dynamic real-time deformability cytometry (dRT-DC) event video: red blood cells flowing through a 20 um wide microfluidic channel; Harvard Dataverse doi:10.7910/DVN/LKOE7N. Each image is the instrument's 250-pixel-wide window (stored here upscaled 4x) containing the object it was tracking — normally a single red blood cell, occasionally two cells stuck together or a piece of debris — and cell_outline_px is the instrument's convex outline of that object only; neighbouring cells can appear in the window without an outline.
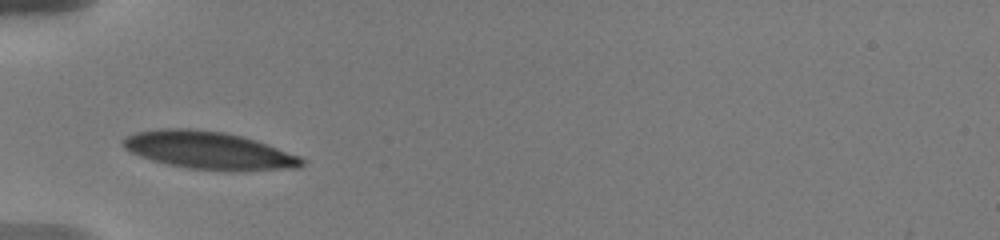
{"species": "human", "species_latin": "Homo sapiens", "temperature_condition": "warm", "stored_images_in_passage": 32, "camera_frame_rate_fps": 3000, "um_per_image_px": 0.085, "donor": {"sex": "male"}, "frame": {"image": 1, "passage_image": 1, "time_ms": 0.0, "image_size_px": [1000, 240], "cell_outline_px": [[304, 164], [300, 168], [232, 172], [224, 172], [188, 168], [168, 164], [152, 160], [140, 156], [124, 148], [120, 140], [124, 136], [136, 132], [164, 128], [188, 128], [224, 132], [256, 140], [300, 156], [304, 160]], "centroid_in_image_um": [17.76, 12.8], "position_along_channel_um": 67.2, "area_um2": 39.65}}
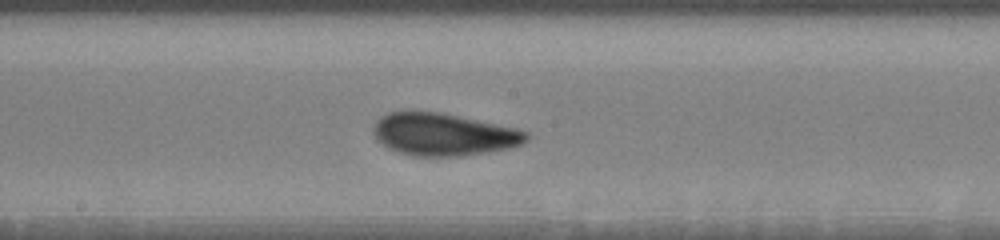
{"frame": {"image": 2, "passage_image": 17, "time_ms": 4.0, "image_size_px": [1000, 240], "cell_outline_px": [[528, 140], [520, 144], [508, 148], [460, 156], [412, 156], [388, 148], [376, 140], [372, 132], [372, 128], [376, 120], [380, 116], [388, 112], [404, 108], [416, 108], [440, 112], [516, 128], [528, 132]], "centroid_in_image_um": [37.59, 11.37], "position_along_channel_um": 210.6, "area_um2": 38.55}}
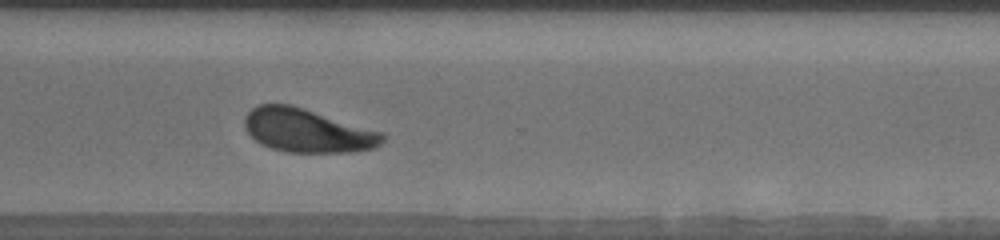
{"frame": {"image": 3, "passage_image": 31, "time_ms": 7.667, "image_size_px": [1000, 240], "cell_outline_px": [[384, 140], [376, 148], [352, 152], [288, 152], [272, 148], [256, 140], [244, 128], [244, 116], [252, 108], [260, 104], [292, 104], [384, 132]], "centroid_in_image_um": [26.16, 11.09], "position_along_channel_um": 344.4, "area_um2": 35.14}}